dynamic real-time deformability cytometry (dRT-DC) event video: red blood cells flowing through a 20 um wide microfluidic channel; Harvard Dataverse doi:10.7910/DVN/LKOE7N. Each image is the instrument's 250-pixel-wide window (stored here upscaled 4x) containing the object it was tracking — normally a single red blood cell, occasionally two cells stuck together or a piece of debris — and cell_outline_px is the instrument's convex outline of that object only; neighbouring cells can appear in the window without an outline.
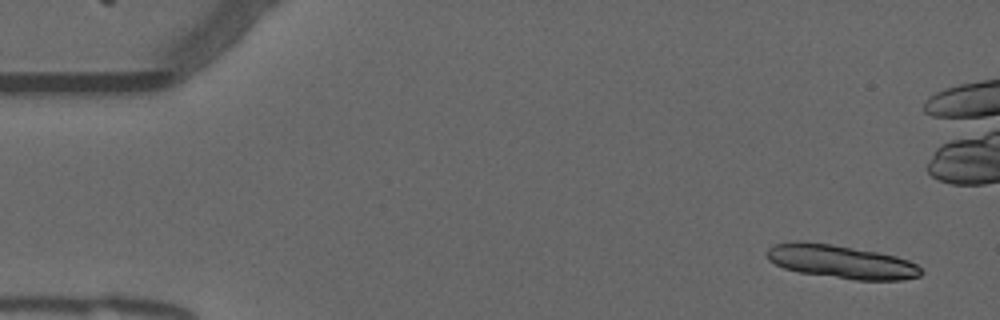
{"species": "common noctule bat (a hibernating species)", "species_latin": "Nyctalus noctula", "temperature_condition": "warm", "stored_images_in_passage": 15, "camera_frame_rate_fps": 3000, "um_per_image_px": 0.085, "animal": {"sex": "male", "forearm_length_mm": 52.5}, "frame": {"image": 1, "passage_image": 3, "time_ms": 0.667, "image_size_px": [1000, 320], "cell_outline_px": [[924, 272], [920, 276], [904, 280], [856, 280], [800, 272], [784, 268], [768, 260], [764, 252], [768, 248], [776, 244], [796, 240], [804, 240], [832, 244], [876, 252], [896, 256], [908, 260], [916, 264]], "centroid_in_image_um": [71.47, 22.23], "position_along_channel_um": 13.5, "area_um2": 30.17}}